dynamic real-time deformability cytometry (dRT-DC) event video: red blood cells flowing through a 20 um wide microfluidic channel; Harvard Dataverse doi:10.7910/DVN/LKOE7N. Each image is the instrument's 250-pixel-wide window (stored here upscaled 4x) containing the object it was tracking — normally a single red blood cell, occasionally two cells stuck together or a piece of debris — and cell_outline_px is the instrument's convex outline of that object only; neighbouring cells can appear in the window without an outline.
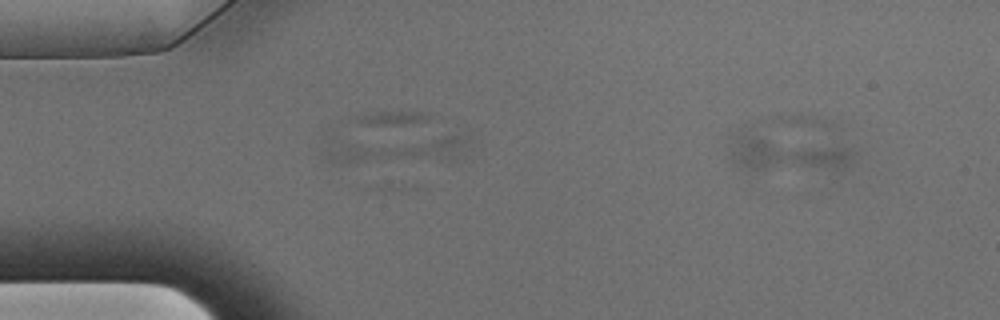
{"species": "Egyptian fruit bat (a non-hibernating species)", "species_latin": "Rousettus aegyptiacus", "temperature_condition": "warm", "stored_images_in_passage": 8, "camera_frame_rate_fps": 3000, "um_per_image_px": 0.085, "animal": {"sex": "male"}, "frame": {"image": 1, "passage_image": 6, "time_ms": 1.667, "image_size_px": [1000, 320], "cell_outline_px": [[468, 140], [464, 156], [456, 160], [352, 164], [332, 164], [320, 160], [320, 152], [348, 144], [444, 136], [456, 136]], "centroid_in_image_um": [33.84, 12.85], "position_along_channel_um": 51.2, "area_um2": 22.08}}